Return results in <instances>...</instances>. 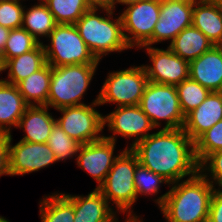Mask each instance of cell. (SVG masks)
Returning <instances> with one entry per match:
<instances>
[{
  "instance_id": "obj_1",
  "label": "cell",
  "mask_w": 222,
  "mask_h": 222,
  "mask_svg": "<svg viewBox=\"0 0 222 222\" xmlns=\"http://www.w3.org/2000/svg\"><path fill=\"white\" fill-rule=\"evenodd\" d=\"M131 150L139 163L170 184L199 172L194 142L182 128L160 129L140 140Z\"/></svg>"
},
{
  "instance_id": "obj_2",
  "label": "cell",
  "mask_w": 222,
  "mask_h": 222,
  "mask_svg": "<svg viewBox=\"0 0 222 222\" xmlns=\"http://www.w3.org/2000/svg\"><path fill=\"white\" fill-rule=\"evenodd\" d=\"M171 185L155 199L166 222H207L215 186L200 172Z\"/></svg>"
},
{
  "instance_id": "obj_3",
  "label": "cell",
  "mask_w": 222,
  "mask_h": 222,
  "mask_svg": "<svg viewBox=\"0 0 222 222\" xmlns=\"http://www.w3.org/2000/svg\"><path fill=\"white\" fill-rule=\"evenodd\" d=\"M97 11L98 8H91L74 25L92 54L100 61L104 55L122 52L130 47L124 37L121 16L113 20V9L102 8L107 17L98 15Z\"/></svg>"
},
{
  "instance_id": "obj_4",
  "label": "cell",
  "mask_w": 222,
  "mask_h": 222,
  "mask_svg": "<svg viewBox=\"0 0 222 222\" xmlns=\"http://www.w3.org/2000/svg\"><path fill=\"white\" fill-rule=\"evenodd\" d=\"M97 66L98 64L51 66L47 106L58 110L68 106L84 105L81 100L94 78Z\"/></svg>"
},
{
  "instance_id": "obj_5",
  "label": "cell",
  "mask_w": 222,
  "mask_h": 222,
  "mask_svg": "<svg viewBox=\"0 0 222 222\" xmlns=\"http://www.w3.org/2000/svg\"><path fill=\"white\" fill-rule=\"evenodd\" d=\"M138 164L137 155L125 148L118 154L104 182L97 188L108 202L116 204L118 212H128L127 217H136L131 207L137 201L134 173Z\"/></svg>"
},
{
  "instance_id": "obj_6",
  "label": "cell",
  "mask_w": 222,
  "mask_h": 222,
  "mask_svg": "<svg viewBox=\"0 0 222 222\" xmlns=\"http://www.w3.org/2000/svg\"><path fill=\"white\" fill-rule=\"evenodd\" d=\"M43 44L46 62L52 67L72 64H99L74 24H57Z\"/></svg>"
},
{
  "instance_id": "obj_7",
  "label": "cell",
  "mask_w": 222,
  "mask_h": 222,
  "mask_svg": "<svg viewBox=\"0 0 222 222\" xmlns=\"http://www.w3.org/2000/svg\"><path fill=\"white\" fill-rule=\"evenodd\" d=\"M141 110L157 128L165 120L162 129L183 128L185 116L182 113L176 86L156 84L148 81L139 103Z\"/></svg>"
},
{
  "instance_id": "obj_8",
  "label": "cell",
  "mask_w": 222,
  "mask_h": 222,
  "mask_svg": "<svg viewBox=\"0 0 222 222\" xmlns=\"http://www.w3.org/2000/svg\"><path fill=\"white\" fill-rule=\"evenodd\" d=\"M147 83L143 65L111 72L98 94V104L117 103L116 107L139 105Z\"/></svg>"
},
{
  "instance_id": "obj_9",
  "label": "cell",
  "mask_w": 222,
  "mask_h": 222,
  "mask_svg": "<svg viewBox=\"0 0 222 222\" xmlns=\"http://www.w3.org/2000/svg\"><path fill=\"white\" fill-rule=\"evenodd\" d=\"M159 14L160 0H144L124 9L120 16L124 37L130 48L153 44V31Z\"/></svg>"
},
{
  "instance_id": "obj_10",
  "label": "cell",
  "mask_w": 222,
  "mask_h": 222,
  "mask_svg": "<svg viewBox=\"0 0 222 222\" xmlns=\"http://www.w3.org/2000/svg\"><path fill=\"white\" fill-rule=\"evenodd\" d=\"M98 104V96L90 105H75L58 109L63 115L56 123L72 139L84 145L100 140L104 129L103 116L94 107Z\"/></svg>"
},
{
  "instance_id": "obj_11",
  "label": "cell",
  "mask_w": 222,
  "mask_h": 222,
  "mask_svg": "<svg viewBox=\"0 0 222 222\" xmlns=\"http://www.w3.org/2000/svg\"><path fill=\"white\" fill-rule=\"evenodd\" d=\"M104 128L108 126V130L113 132L110 136H104L106 139L116 143V135L123 138H133L132 144L126 147L131 149L140 140L150 135L149 131L155 129L150 118L141 110L139 105L116 107L115 111L103 116Z\"/></svg>"
},
{
  "instance_id": "obj_12",
  "label": "cell",
  "mask_w": 222,
  "mask_h": 222,
  "mask_svg": "<svg viewBox=\"0 0 222 222\" xmlns=\"http://www.w3.org/2000/svg\"><path fill=\"white\" fill-rule=\"evenodd\" d=\"M152 65H143L148 81L156 84L177 86L189 78V62L176 55L169 47L159 49L143 46Z\"/></svg>"
},
{
  "instance_id": "obj_13",
  "label": "cell",
  "mask_w": 222,
  "mask_h": 222,
  "mask_svg": "<svg viewBox=\"0 0 222 222\" xmlns=\"http://www.w3.org/2000/svg\"><path fill=\"white\" fill-rule=\"evenodd\" d=\"M194 0H160V16L153 31V44L170 40L192 26Z\"/></svg>"
},
{
  "instance_id": "obj_14",
  "label": "cell",
  "mask_w": 222,
  "mask_h": 222,
  "mask_svg": "<svg viewBox=\"0 0 222 222\" xmlns=\"http://www.w3.org/2000/svg\"><path fill=\"white\" fill-rule=\"evenodd\" d=\"M12 141L10 134L11 176L35 172L57 162L55 154L47 143H32L20 140L13 145Z\"/></svg>"
},
{
  "instance_id": "obj_15",
  "label": "cell",
  "mask_w": 222,
  "mask_h": 222,
  "mask_svg": "<svg viewBox=\"0 0 222 222\" xmlns=\"http://www.w3.org/2000/svg\"><path fill=\"white\" fill-rule=\"evenodd\" d=\"M115 145L114 141L103 137L100 140L81 145L78 150L77 165L97 181L96 189L104 182L114 160L118 157V155L113 156Z\"/></svg>"
},
{
  "instance_id": "obj_16",
  "label": "cell",
  "mask_w": 222,
  "mask_h": 222,
  "mask_svg": "<svg viewBox=\"0 0 222 222\" xmlns=\"http://www.w3.org/2000/svg\"><path fill=\"white\" fill-rule=\"evenodd\" d=\"M222 120V91L210 92L206 99L185 116L183 130L195 142L204 132Z\"/></svg>"
},
{
  "instance_id": "obj_17",
  "label": "cell",
  "mask_w": 222,
  "mask_h": 222,
  "mask_svg": "<svg viewBox=\"0 0 222 222\" xmlns=\"http://www.w3.org/2000/svg\"><path fill=\"white\" fill-rule=\"evenodd\" d=\"M189 77L210 92L222 91V45H214L189 62Z\"/></svg>"
},
{
  "instance_id": "obj_18",
  "label": "cell",
  "mask_w": 222,
  "mask_h": 222,
  "mask_svg": "<svg viewBox=\"0 0 222 222\" xmlns=\"http://www.w3.org/2000/svg\"><path fill=\"white\" fill-rule=\"evenodd\" d=\"M64 195L73 203V222H117L116 212L95 188L87 196Z\"/></svg>"
},
{
  "instance_id": "obj_19",
  "label": "cell",
  "mask_w": 222,
  "mask_h": 222,
  "mask_svg": "<svg viewBox=\"0 0 222 222\" xmlns=\"http://www.w3.org/2000/svg\"><path fill=\"white\" fill-rule=\"evenodd\" d=\"M192 25L200 30L213 45H222L221 0H194Z\"/></svg>"
},
{
  "instance_id": "obj_20",
  "label": "cell",
  "mask_w": 222,
  "mask_h": 222,
  "mask_svg": "<svg viewBox=\"0 0 222 222\" xmlns=\"http://www.w3.org/2000/svg\"><path fill=\"white\" fill-rule=\"evenodd\" d=\"M47 105L28 106L16 128L25 132L21 139L32 143H47L56 119L48 112ZM51 114V115H50Z\"/></svg>"
},
{
  "instance_id": "obj_21",
  "label": "cell",
  "mask_w": 222,
  "mask_h": 222,
  "mask_svg": "<svg viewBox=\"0 0 222 222\" xmlns=\"http://www.w3.org/2000/svg\"><path fill=\"white\" fill-rule=\"evenodd\" d=\"M28 106L17 85L0 79V132L11 134Z\"/></svg>"
},
{
  "instance_id": "obj_22",
  "label": "cell",
  "mask_w": 222,
  "mask_h": 222,
  "mask_svg": "<svg viewBox=\"0 0 222 222\" xmlns=\"http://www.w3.org/2000/svg\"><path fill=\"white\" fill-rule=\"evenodd\" d=\"M46 63L43 42H40L33 50L6 61L3 70H8V79L2 80L17 85L20 81L41 69Z\"/></svg>"
},
{
  "instance_id": "obj_23",
  "label": "cell",
  "mask_w": 222,
  "mask_h": 222,
  "mask_svg": "<svg viewBox=\"0 0 222 222\" xmlns=\"http://www.w3.org/2000/svg\"><path fill=\"white\" fill-rule=\"evenodd\" d=\"M213 46L212 42L192 25L183 29L168 47L185 61L191 62Z\"/></svg>"
},
{
  "instance_id": "obj_24",
  "label": "cell",
  "mask_w": 222,
  "mask_h": 222,
  "mask_svg": "<svg viewBox=\"0 0 222 222\" xmlns=\"http://www.w3.org/2000/svg\"><path fill=\"white\" fill-rule=\"evenodd\" d=\"M51 82V65L46 63L17 84L19 92L29 106L47 105Z\"/></svg>"
},
{
  "instance_id": "obj_25",
  "label": "cell",
  "mask_w": 222,
  "mask_h": 222,
  "mask_svg": "<svg viewBox=\"0 0 222 222\" xmlns=\"http://www.w3.org/2000/svg\"><path fill=\"white\" fill-rule=\"evenodd\" d=\"M56 25L54 16L42 0H39V4L31 6L26 11L24 10L22 28L27 30L39 42H41V36L48 38Z\"/></svg>"
},
{
  "instance_id": "obj_26",
  "label": "cell",
  "mask_w": 222,
  "mask_h": 222,
  "mask_svg": "<svg viewBox=\"0 0 222 222\" xmlns=\"http://www.w3.org/2000/svg\"><path fill=\"white\" fill-rule=\"evenodd\" d=\"M39 212L41 222H73L75 218L73 203L64 193L44 196Z\"/></svg>"
},
{
  "instance_id": "obj_27",
  "label": "cell",
  "mask_w": 222,
  "mask_h": 222,
  "mask_svg": "<svg viewBox=\"0 0 222 222\" xmlns=\"http://www.w3.org/2000/svg\"><path fill=\"white\" fill-rule=\"evenodd\" d=\"M54 16L57 24H75L91 9L86 0H42Z\"/></svg>"
},
{
  "instance_id": "obj_28",
  "label": "cell",
  "mask_w": 222,
  "mask_h": 222,
  "mask_svg": "<svg viewBox=\"0 0 222 222\" xmlns=\"http://www.w3.org/2000/svg\"><path fill=\"white\" fill-rule=\"evenodd\" d=\"M176 90L184 116L197 108L210 93L208 89L190 77L179 83Z\"/></svg>"
},
{
  "instance_id": "obj_29",
  "label": "cell",
  "mask_w": 222,
  "mask_h": 222,
  "mask_svg": "<svg viewBox=\"0 0 222 222\" xmlns=\"http://www.w3.org/2000/svg\"><path fill=\"white\" fill-rule=\"evenodd\" d=\"M40 42L24 28L12 29L9 33L4 52L1 55L3 64L16 56L33 50Z\"/></svg>"
},
{
  "instance_id": "obj_30",
  "label": "cell",
  "mask_w": 222,
  "mask_h": 222,
  "mask_svg": "<svg viewBox=\"0 0 222 222\" xmlns=\"http://www.w3.org/2000/svg\"><path fill=\"white\" fill-rule=\"evenodd\" d=\"M47 145L51 148L57 161L72 158L78 154L80 143L69 137L56 123L50 133Z\"/></svg>"
},
{
  "instance_id": "obj_31",
  "label": "cell",
  "mask_w": 222,
  "mask_h": 222,
  "mask_svg": "<svg viewBox=\"0 0 222 222\" xmlns=\"http://www.w3.org/2000/svg\"><path fill=\"white\" fill-rule=\"evenodd\" d=\"M195 156L200 164L209 154L222 151V120L204 132L195 142Z\"/></svg>"
},
{
  "instance_id": "obj_32",
  "label": "cell",
  "mask_w": 222,
  "mask_h": 222,
  "mask_svg": "<svg viewBox=\"0 0 222 222\" xmlns=\"http://www.w3.org/2000/svg\"><path fill=\"white\" fill-rule=\"evenodd\" d=\"M162 183L169 184L162 176L157 175L140 163L137 165L134 173V186L137 198L139 195L147 196L159 193L160 184Z\"/></svg>"
},
{
  "instance_id": "obj_33",
  "label": "cell",
  "mask_w": 222,
  "mask_h": 222,
  "mask_svg": "<svg viewBox=\"0 0 222 222\" xmlns=\"http://www.w3.org/2000/svg\"><path fill=\"white\" fill-rule=\"evenodd\" d=\"M24 9L20 1L0 2V25L10 30L21 28Z\"/></svg>"
},
{
  "instance_id": "obj_34",
  "label": "cell",
  "mask_w": 222,
  "mask_h": 222,
  "mask_svg": "<svg viewBox=\"0 0 222 222\" xmlns=\"http://www.w3.org/2000/svg\"><path fill=\"white\" fill-rule=\"evenodd\" d=\"M206 170H207L208 173L206 172ZM199 172L213 186H214V184H215V186L218 184L217 186H219V187L217 189L222 190V151H217V152H213L212 154H209L199 164ZM208 174L211 177H209Z\"/></svg>"
},
{
  "instance_id": "obj_35",
  "label": "cell",
  "mask_w": 222,
  "mask_h": 222,
  "mask_svg": "<svg viewBox=\"0 0 222 222\" xmlns=\"http://www.w3.org/2000/svg\"><path fill=\"white\" fill-rule=\"evenodd\" d=\"M10 134L0 132V176L11 175L10 172Z\"/></svg>"
},
{
  "instance_id": "obj_36",
  "label": "cell",
  "mask_w": 222,
  "mask_h": 222,
  "mask_svg": "<svg viewBox=\"0 0 222 222\" xmlns=\"http://www.w3.org/2000/svg\"><path fill=\"white\" fill-rule=\"evenodd\" d=\"M207 222H222V190L215 188L213 192Z\"/></svg>"
},
{
  "instance_id": "obj_37",
  "label": "cell",
  "mask_w": 222,
  "mask_h": 222,
  "mask_svg": "<svg viewBox=\"0 0 222 222\" xmlns=\"http://www.w3.org/2000/svg\"><path fill=\"white\" fill-rule=\"evenodd\" d=\"M91 8H108L113 9L114 0H86Z\"/></svg>"
},
{
  "instance_id": "obj_38",
  "label": "cell",
  "mask_w": 222,
  "mask_h": 222,
  "mask_svg": "<svg viewBox=\"0 0 222 222\" xmlns=\"http://www.w3.org/2000/svg\"><path fill=\"white\" fill-rule=\"evenodd\" d=\"M10 29L0 25V55L3 54L6 42L9 37Z\"/></svg>"
},
{
  "instance_id": "obj_39",
  "label": "cell",
  "mask_w": 222,
  "mask_h": 222,
  "mask_svg": "<svg viewBox=\"0 0 222 222\" xmlns=\"http://www.w3.org/2000/svg\"><path fill=\"white\" fill-rule=\"evenodd\" d=\"M140 1H144V0H114V3H113V10L115 9V5L116 3H122L123 5H131V4H134V3H137V2H140Z\"/></svg>"
},
{
  "instance_id": "obj_40",
  "label": "cell",
  "mask_w": 222,
  "mask_h": 222,
  "mask_svg": "<svg viewBox=\"0 0 222 222\" xmlns=\"http://www.w3.org/2000/svg\"><path fill=\"white\" fill-rule=\"evenodd\" d=\"M127 218L125 219V222H143V220H140L138 216H136V217H127Z\"/></svg>"
},
{
  "instance_id": "obj_41",
  "label": "cell",
  "mask_w": 222,
  "mask_h": 222,
  "mask_svg": "<svg viewBox=\"0 0 222 222\" xmlns=\"http://www.w3.org/2000/svg\"><path fill=\"white\" fill-rule=\"evenodd\" d=\"M3 61H2V58H1V55H0V73L2 72V71H4L3 70Z\"/></svg>"
},
{
  "instance_id": "obj_42",
  "label": "cell",
  "mask_w": 222,
  "mask_h": 222,
  "mask_svg": "<svg viewBox=\"0 0 222 222\" xmlns=\"http://www.w3.org/2000/svg\"><path fill=\"white\" fill-rule=\"evenodd\" d=\"M0 222H9V220H7L6 218L0 216Z\"/></svg>"
},
{
  "instance_id": "obj_43",
  "label": "cell",
  "mask_w": 222,
  "mask_h": 222,
  "mask_svg": "<svg viewBox=\"0 0 222 222\" xmlns=\"http://www.w3.org/2000/svg\"><path fill=\"white\" fill-rule=\"evenodd\" d=\"M4 1H20V0H0V2H4Z\"/></svg>"
}]
</instances>
